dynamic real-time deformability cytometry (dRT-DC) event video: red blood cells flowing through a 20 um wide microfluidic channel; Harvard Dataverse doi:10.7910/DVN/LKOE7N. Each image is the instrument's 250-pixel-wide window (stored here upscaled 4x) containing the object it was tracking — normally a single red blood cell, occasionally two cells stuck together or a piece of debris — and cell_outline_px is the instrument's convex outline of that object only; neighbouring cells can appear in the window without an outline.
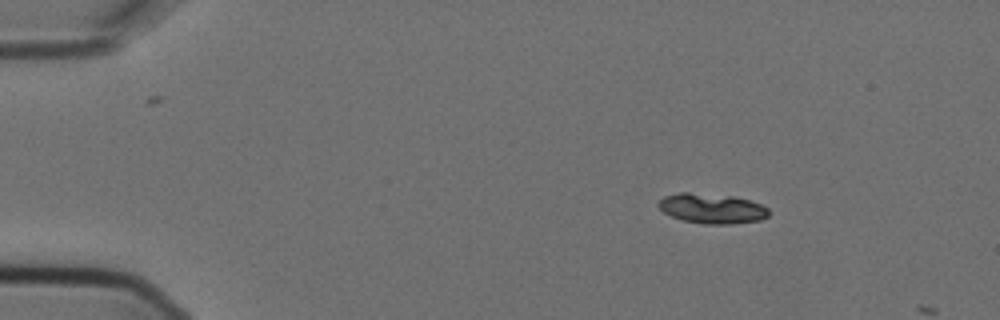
{"species": "Egyptian fruit bat (a non-hibernating species)", "species_latin": "Rousettus aegyptiacus", "temperature_condition": "cold", "stored_images_in_passage": 3, "camera_frame_rate_fps": 3000, "um_per_image_px": 0.085, "animal": {"sex": "female"}, "frame": {"image": 1, "passage_image": 2, "time_ms": 0.333, "image_size_px": [1000, 320], "cell_outline_px": [[768, 216], [760, 220], [732, 224], [704, 224], [684, 220], [672, 216], [664, 212], [656, 204], [664, 196], [680, 192], [688, 192], [732, 196], [748, 200], [760, 204], [768, 208]], "centroid_in_image_um": [60.5, 17.72], "position_along_channel_um": 24.5, "area_um2": 19.13}}